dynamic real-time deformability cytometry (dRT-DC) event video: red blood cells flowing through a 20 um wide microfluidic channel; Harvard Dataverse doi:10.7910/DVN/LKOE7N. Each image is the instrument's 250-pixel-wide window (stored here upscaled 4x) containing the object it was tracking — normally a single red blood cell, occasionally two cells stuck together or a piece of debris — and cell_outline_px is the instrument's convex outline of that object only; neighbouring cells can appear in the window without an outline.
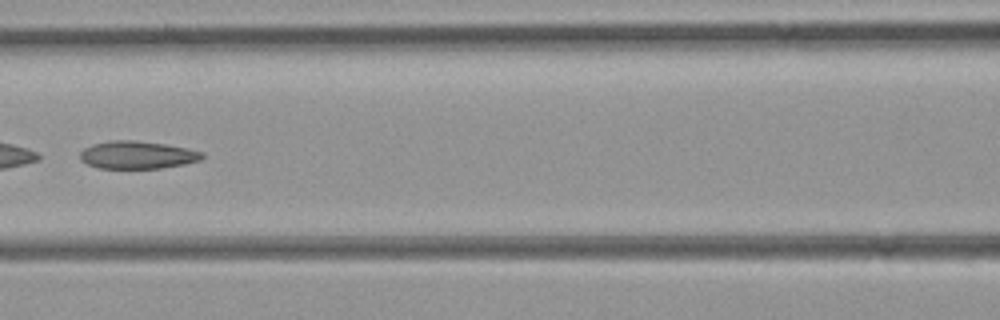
{"species": "common noctule bat (a hibernating species)", "species_latin": "Nyctalus noctula", "temperature_condition": "room temperature", "stored_images_in_passage": 30, "camera_frame_rate_fps": 3000, "um_per_image_px": 0.085, "animal": {"sex": "female", "body_mass_g": 21.9}, "frame": {"image": 1, "passage_image": 22, "time_ms": 7.0, "image_size_px": [1000, 320], "cell_outline_px": [[204, 156], [200, 160], [184, 164], [160, 168], [100, 168], [88, 164], [80, 160], [80, 152], [84, 148], [92, 144], [108, 140], [132, 140], [164, 144], [188, 148], [204, 152]], "centroid_in_image_um": [11.66, 13.16], "position_along_channel_um": 154.9, "area_um2": 19.71}}